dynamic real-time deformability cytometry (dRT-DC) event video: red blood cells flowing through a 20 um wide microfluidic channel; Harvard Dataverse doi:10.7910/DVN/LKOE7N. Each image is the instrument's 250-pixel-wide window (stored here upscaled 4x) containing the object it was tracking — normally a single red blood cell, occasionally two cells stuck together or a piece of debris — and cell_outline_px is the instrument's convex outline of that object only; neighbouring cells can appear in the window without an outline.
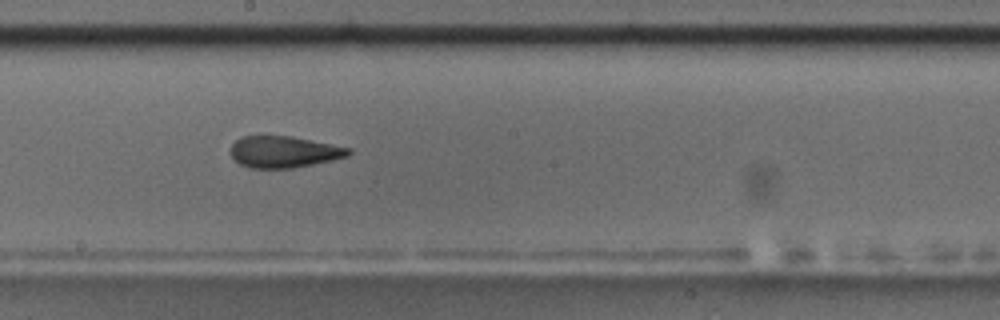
{"species": "common noctule bat (a hibernating species)", "species_latin": "Nyctalus noctula", "temperature_condition": "room temperature", "stored_images_in_passage": 17, "camera_frame_rate_fps": 3000, "um_per_image_px": 0.085, "animal": {"sex": "male", "body_mass_g": 17.5, "forearm_length_mm": 52.3}, "frame": {"image": 1, "passage_image": 10, "time_ms": 10.0, "image_size_px": [1000, 320], "cell_outline_px": [[352, 152], [348, 156], [332, 160], [292, 168], [248, 168], [240, 164], [228, 152], [232, 144], [240, 136], [292, 136], [352, 148]], "centroid_in_image_um": [24.12, 12.9], "position_along_channel_um": 224.1, "area_um2": 21.79}, "authors_computed_cell_mechanics": {"area_um2": 21.7906, "velocity_mm_per_s": 3.5616, "shape_relaxation_time_tau1_ms": 7.6749, "shape_relaxation_time_tau2_ms": 2.1916, "deformation_change_tau1": 0.1759, "deformation_change_tau2": 0.0845}}